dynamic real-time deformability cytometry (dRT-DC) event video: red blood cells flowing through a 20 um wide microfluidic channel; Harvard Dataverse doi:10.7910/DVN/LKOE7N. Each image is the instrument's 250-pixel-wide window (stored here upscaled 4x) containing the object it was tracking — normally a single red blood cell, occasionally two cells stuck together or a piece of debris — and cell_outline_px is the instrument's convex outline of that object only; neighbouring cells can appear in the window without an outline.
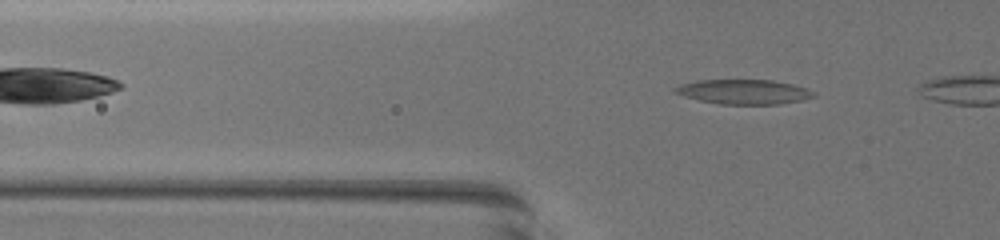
{"species": "common noctule bat (a hibernating species)", "species_latin": "Nyctalus noctula", "temperature_condition": "warm", "stored_images_in_passage": 5, "camera_frame_rate_fps": 3000, "um_per_image_px": 0.085, "animal": {"sex": "female", "body_mass_g": 19.5, "forearm_length_mm": 54.1}, "frame": {"image": 1, "passage_image": 3, "time_ms": 0.667, "image_size_px": [1000, 240], "cell_outline_px": [[816, 96], [800, 100], [780, 104], [720, 104], [700, 100], [684, 96], [676, 92], [672, 88], [680, 84], [696, 80], [772, 80], [792, 84], [816, 92]], "centroid_in_image_um": [63.21, 7.8], "position_along_channel_um": 62.6, "area_um2": 19.77}}